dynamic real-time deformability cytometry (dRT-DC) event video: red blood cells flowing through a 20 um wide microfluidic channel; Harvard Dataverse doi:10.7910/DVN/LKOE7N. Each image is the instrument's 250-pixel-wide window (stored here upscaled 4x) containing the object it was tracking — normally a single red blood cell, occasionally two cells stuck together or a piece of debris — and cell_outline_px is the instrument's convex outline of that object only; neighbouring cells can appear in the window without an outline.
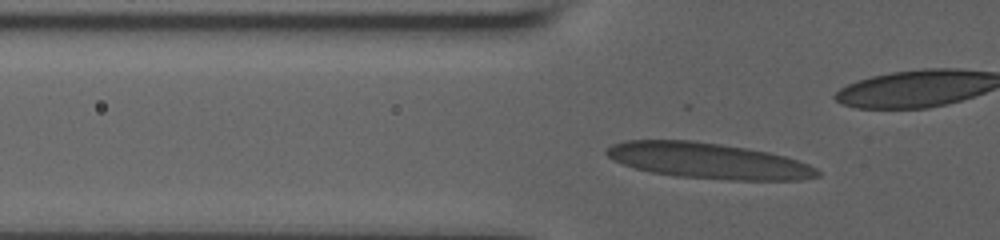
{"species": "human", "species_latin": "Homo sapiens", "temperature_condition": "room temperature", "stored_images_in_passage": 46, "camera_frame_rate_fps": 3000, "um_per_image_px": 0.085, "donor": {"sex": "male"}, "frame": {"image": 1, "passage_image": 7, "time_ms": 2.333, "image_size_px": [1000, 240], "cell_outline_px": [[820, 176], [800, 180], [728, 180], [676, 176], [652, 172], [636, 168], [624, 164], [608, 156], [604, 152], [612, 144], [624, 140], [692, 140], [748, 148], [768, 152], [784, 156], [808, 164], [816, 168], [820, 172]], "centroid_in_image_um": [60.22, 13.66], "position_along_channel_um": 65.6, "area_um2": 43.75}}
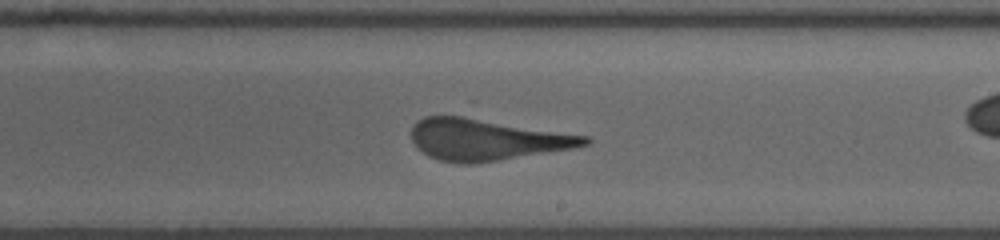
{"frame": {"image": 2, "passage_image": 25, "time_ms": 7.333, "image_size_px": [1000, 240], "cell_outline_px": [[592, 140], [588, 144], [572, 148], [500, 160], [472, 164], [460, 164], [440, 160], [428, 156], [416, 148], [412, 140], [412, 128], [424, 116], [460, 116], [588, 136]], "centroid_in_image_um": [41.32, 11.88], "position_along_channel_um": 247.7, "area_um2": 41.27}}
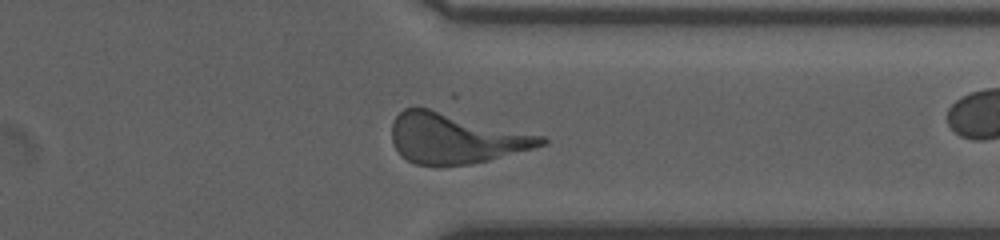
{"frame": {"image": 3, "passage_image": 39, "time_ms": 10.667, "image_size_px": [1000, 240], "cell_outline_px": [[548, 144], [488, 160], [472, 164], [416, 164], [400, 156], [392, 140], [392, 120], [404, 108], [428, 108], [544, 136], [548, 140]], "centroid_in_image_um": [38.71, 11.75], "position_along_channel_um": 372.7, "area_um2": 43.18}}